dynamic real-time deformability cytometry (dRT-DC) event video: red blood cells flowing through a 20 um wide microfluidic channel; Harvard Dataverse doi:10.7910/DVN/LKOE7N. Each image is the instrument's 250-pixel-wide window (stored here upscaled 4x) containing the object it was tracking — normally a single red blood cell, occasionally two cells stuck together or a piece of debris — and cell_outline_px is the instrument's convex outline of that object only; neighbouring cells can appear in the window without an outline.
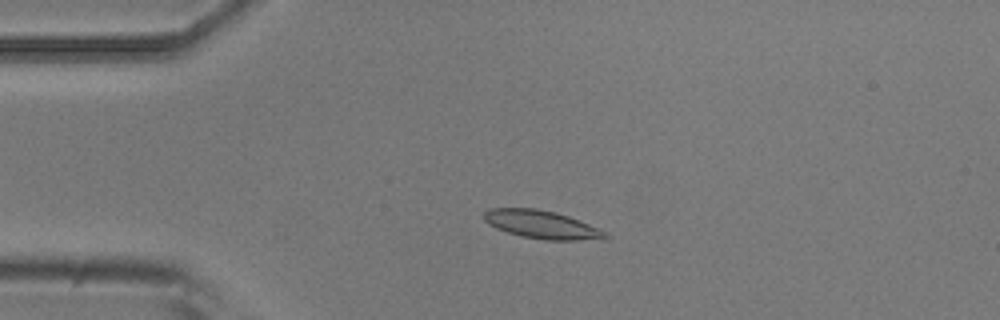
{"species": "common noctule bat (a hibernating species)", "species_latin": "Nyctalus noctula", "temperature_condition": "room temperature", "stored_images_in_passage": 55, "camera_frame_rate_fps": 3000, "um_per_image_px": 0.085, "animal": {"sex": "male", "body_mass_g": 20.5, "forearm_length_mm": 52.5}, "frame": {"image": 1, "passage_image": 13, "time_ms": 4.0, "image_size_px": [1000, 320], "cell_outline_px": [[612, 236], [604, 240], [544, 240], [520, 236], [496, 228], [488, 224], [484, 220], [484, 212], [488, 208], [536, 208], [556, 212], [568, 216], [588, 224]], "centroid_in_image_um": [46.05, 19.1], "position_along_channel_um": 39.0, "area_um2": 20.0}}
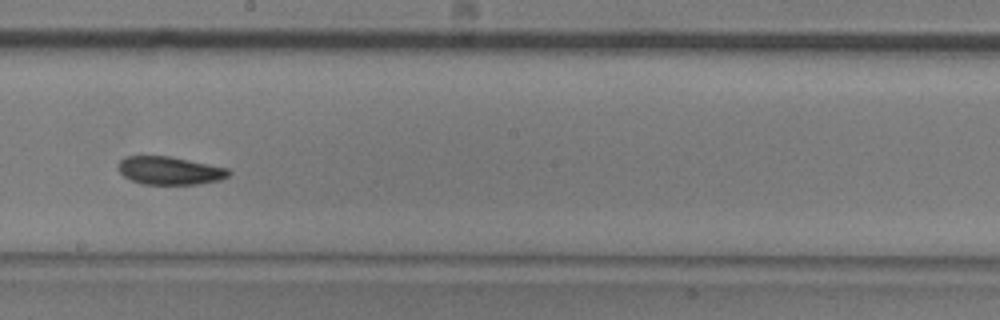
{"frame": {"image": 2, "passage_image": 31, "time_ms": 10.0, "image_size_px": [1000, 320], "cell_outline_px": [[232, 172], [228, 176], [220, 180], [200, 184], [140, 184], [124, 176], [116, 168], [116, 164], [124, 156], [168, 156], [228, 168]], "centroid_in_image_um": [14.39, 14.5], "position_along_channel_um": 233.8, "area_um2": 18.15}}
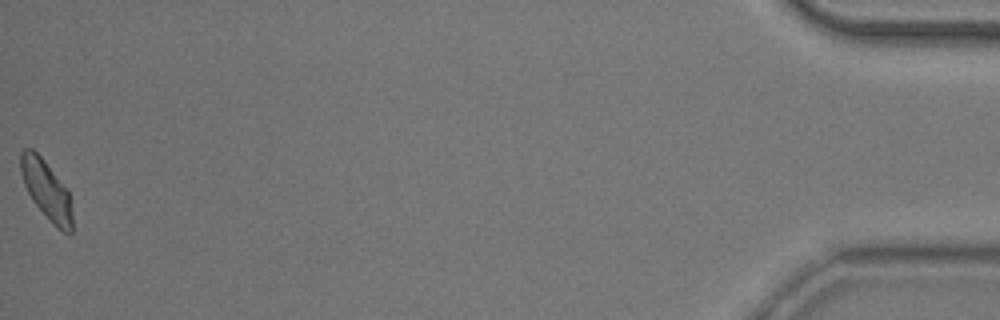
{"frame": {"image": 3, "passage_image": 55, "time_ms": 18.0, "image_size_px": [1000, 320], "cell_outline_px": [[72, 232], [64, 232], [32, 200], [24, 184], [20, 172], [20, 152], [24, 148], [32, 148], [44, 160], [68, 188], [72, 212]], "centroid_in_image_um": [3.94, 16.06], "position_along_channel_um": 431.3, "area_um2": 17.4}, "authors_computed_cell_mechanics": {"area_um2": 18.6694, "velocity_mm_per_s": 3.7132, "shape_relaxation_time_tau1_ms": 5.5957, "shape_relaxation_time_tau2_ms": 3.1942, "deformation_change_tau1": 0.1343, "deformation_change_tau2": 0.0713}}